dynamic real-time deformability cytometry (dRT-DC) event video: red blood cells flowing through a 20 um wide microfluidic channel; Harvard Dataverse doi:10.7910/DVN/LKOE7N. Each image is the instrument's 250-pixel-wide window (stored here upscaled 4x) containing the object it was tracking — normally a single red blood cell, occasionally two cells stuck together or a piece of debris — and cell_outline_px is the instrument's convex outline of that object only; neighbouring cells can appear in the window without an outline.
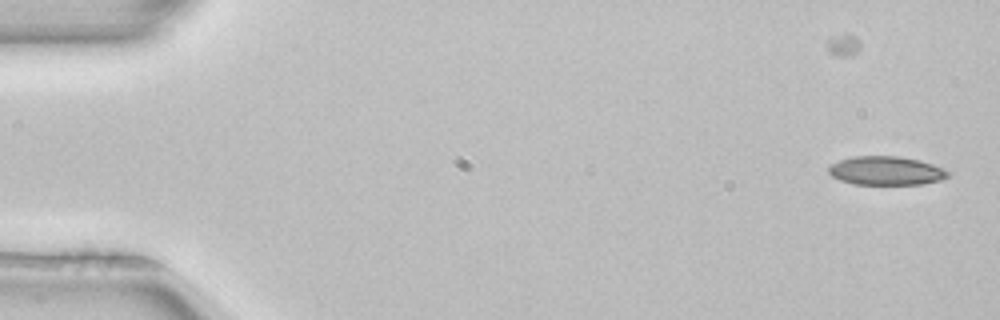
{"species": "common noctule bat (a hibernating species)", "species_latin": "Nyctalus noctula", "temperature_condition": "room temperature", "stored_images_in_passage": 51, "camera_frame_rate_fps": 3000, "um_per_image_px": 0.085, "animal": {"sex": "female", "body_mass_g": 22.7, "forearm_length_mm": 54.2}, "frame": {"image": 1, "passage_image": 1, "time_ms": 0.0, "image_size_px": [1000, 320], "cell_outline_px": [[948, 176], [940, 180], [920, 184], [856, 184], [840, 180], [832, 176], [828, 172], [828, 168], [832, 164], [840, 160], [852, 156], [900, 156], [920, 160], [944, 168], [948, 172]], "centroid_in_image_um": [75.31, 14.5], "position_along_channel_um": 9.7, "area_um2": 19.88}}
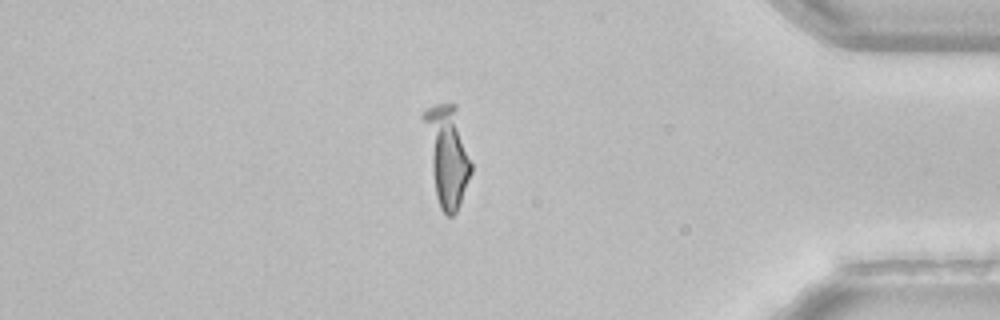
{"frame": {"image": 2, "passage_image": 43, "time_ms": 14.0, "image_size_px": [1000, 320], "cell_outline_px": [[472, 172], [456, 212], [452, 216], [448, 216], [440, 208], [436, 196], [420, 116], [428, 108], [436, 104], [456, 104], [472, 164]], "centroid_in_image_um": [37.99, 13.16], "position_along_channel_um": 397.2, "area_um2": 27.63}}